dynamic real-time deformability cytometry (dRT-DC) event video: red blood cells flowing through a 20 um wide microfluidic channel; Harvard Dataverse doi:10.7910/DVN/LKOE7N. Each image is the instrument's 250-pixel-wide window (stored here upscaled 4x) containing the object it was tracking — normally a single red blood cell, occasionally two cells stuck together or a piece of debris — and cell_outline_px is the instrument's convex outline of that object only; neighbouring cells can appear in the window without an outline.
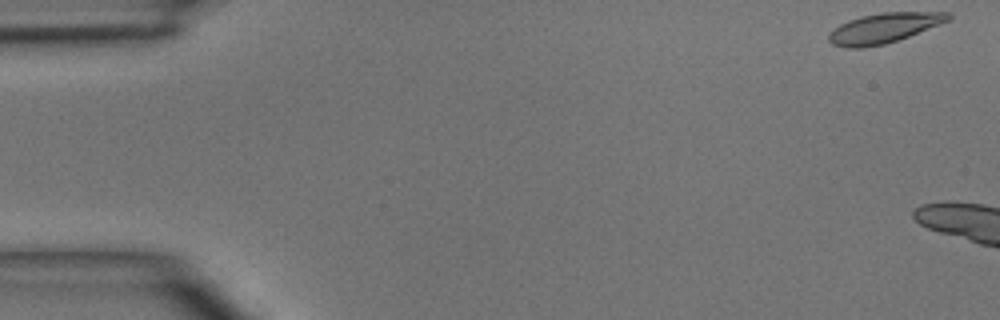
{"species": "common noctule bat (a hibernating species)", "species_latin": "Nyctalus noctula", "temperature_condition": "room temperature", "stored_images_in_passage": 5, "camera_frame_rate_fps": 3000, "um_per_image_px": 0.085, "animal": {"sex": "male", "body_mass_g": 15.6}, "frame": {"image": 1, "passage_image": 1, "time_ms": 0.0, "image_size_px": [1000, 320], "cell_outline_px": [[952, 16], [948, 20], [908, 36], [884, 44], [860, 48], [848, 48], [832, 44], [828, 40], [828, 32], [840, 24], [848, 20], [860, 16], [880, 12], [952, 12]], "centroid_in_image_um": [75.08, 2.37], "position_along_channel_um": 9.9, "area_um2": 20.69}}